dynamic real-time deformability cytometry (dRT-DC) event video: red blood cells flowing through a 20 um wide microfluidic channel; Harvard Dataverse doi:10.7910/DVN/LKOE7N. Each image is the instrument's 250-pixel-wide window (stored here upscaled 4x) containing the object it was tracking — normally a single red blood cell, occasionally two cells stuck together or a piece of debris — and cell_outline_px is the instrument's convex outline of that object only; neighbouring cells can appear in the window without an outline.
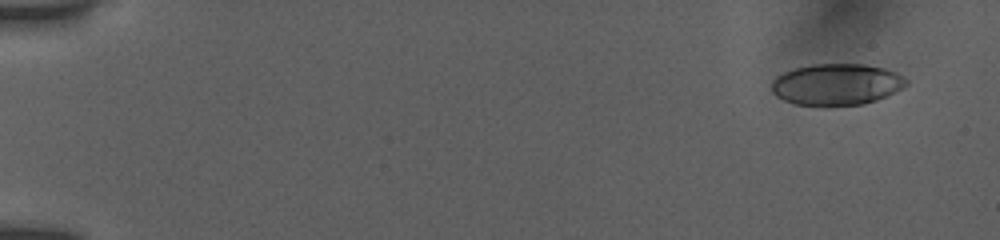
{"species": "human", "species_latin": "Homo sapiens", "temperature_condition": "room temperature", "stored_images_in_passage": 36, "camera_frame_rate_fps": 3000, "um_per_image_px": 0.085, "donor": {"sex": "female"}, "frame": {"image": 1, "passage_image": 1, "time_ms": 0.0, "image_size_px": [1000, 240], "cell_outline_px": [[908, 84], [904, 88], [876, 100], [864, 104], [796, 104], [784, 100], [776, 96], [772, 92], [772, 80], [776, 76], [784, 72], [796, 68], [812, 64], [864, 64], [884, 68], [896, 72], [908, 80]], "centroid_in_image_um": [71.13, 7.15], "position_along_channel_um": 13.9, "area_um2": 32.19}}
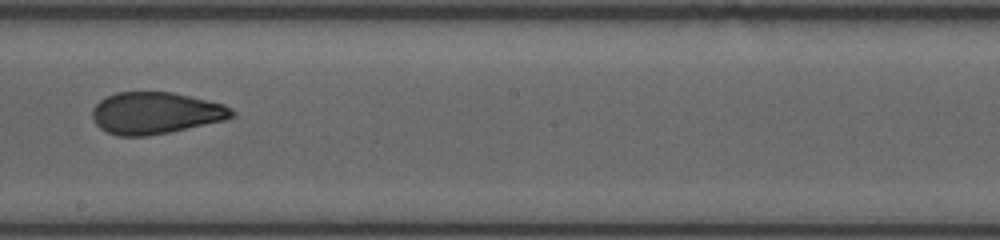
{"frame": {"image": 2, "passage_image": 17, "time_ms": 9.667, "image_size_px": [1000, 240], "cell_outline_px": [[236, 116], [224, 120], [168, 132], [144, 136], [120, 136], [108, 132], [100, 128], [96, 124], [92, 116], [92, 108], [100, 100], [116, 92], [172, 92], [224, 104], [232, 108], [236, 112]], "centroid_in_image_um": [13.23, 9.6], "position_along_channel_um": 235.0, "area_um2": 33.81}}
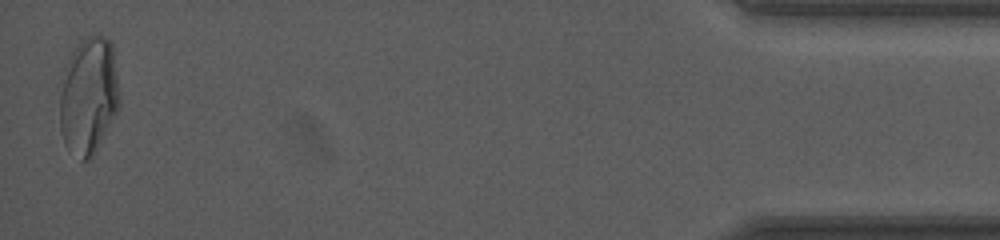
{"frame": {"image": 3, "passage_image": 36, "time_ms": 16.667, "image_size_px": [1000, 240], "cell_outline_px": [[120, 108], [92, 156], [88, 160], [80, 160], [64, 144], [60, 132], [56, 88], [56, 84], [68, 60], [76, 48], [88, 36], [104, 36], [112, 44], [120, 96]], "centroid_in_image_um": [7.47, 8.18], "position_along_channel_um": 427.7, "area_um2": 41.73}, "authors_computed_cell_mechanics": {"area_um2": 34.6511, "velocity_mm_per_s": 3.8879, "shape_relaxation_time_tau1_ms": null, "shape_relaxation_time_tau2_ms": 1.3653, "deformation_change_tau1": null, "deformation_change_tau2": 0.0701}}